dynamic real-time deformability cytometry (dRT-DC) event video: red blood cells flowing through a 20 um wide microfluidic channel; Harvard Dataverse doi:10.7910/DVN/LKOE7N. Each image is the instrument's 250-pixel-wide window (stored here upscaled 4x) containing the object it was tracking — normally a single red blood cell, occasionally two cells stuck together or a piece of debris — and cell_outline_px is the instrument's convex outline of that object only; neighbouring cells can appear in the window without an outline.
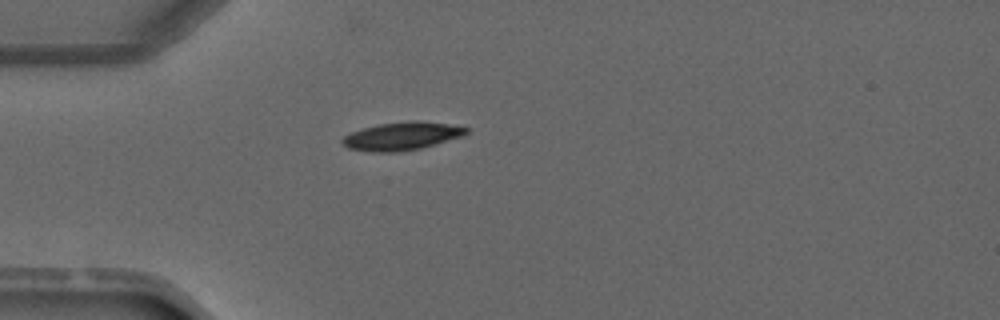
{"species": "common noctule bat (a hibernating species)", "species_latin": "Nyctalus noctula", "temperature_condition": "warm", "stored_images_in_passage": 1, "camera_frame_rate_fps": 3000, "um_per_image_px": 0.085, "animal": {"sex": "male", "forearm_length_mm": 52.5}, "frame": {"image": 1, "passage_image": 1, "time_ms": 0.0, "image_size_px": [1000, 320], "cell_outline_px": [[468, 132], [464, 136], [420, 148], [400, 152], [372, 152], [348, 148], [340, 140], [344, 136], [352, 132], [364, 128], [380, 124], [412, 120], [416, 120], [448, 124], [468, 128]], "centroid_in_image_um": [34.17, 11.57], "position_along_channel_um": 50.8, "area_um2": 20.11}}